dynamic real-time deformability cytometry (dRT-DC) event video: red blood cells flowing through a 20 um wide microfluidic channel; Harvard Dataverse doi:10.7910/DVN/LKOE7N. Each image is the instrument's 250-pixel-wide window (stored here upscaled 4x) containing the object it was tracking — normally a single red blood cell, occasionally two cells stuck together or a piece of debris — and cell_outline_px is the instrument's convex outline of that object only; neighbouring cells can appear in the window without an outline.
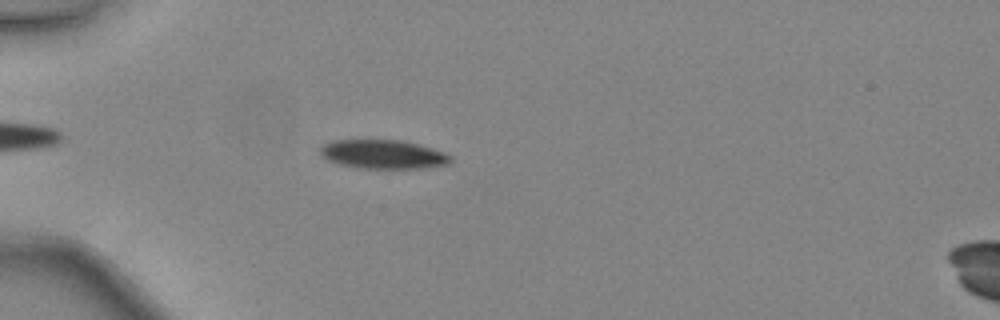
{"species": "common noctule bat (a hibernating species)", "species_latin": "Nyctalus noctula", "temperature_condition": "warm", "stored_images_in_passage": 40, "camera_frame_rate_fps": 3000, "um_per_image_px": 0.085, "animal": {"sex": "female", "body_mass_g": 24.6, "forearm_length_mm": 56.2}, "frame": {"image": 1, "passage_image": 8, "time_ms": 2.333, "image_size_px": [1000, 320], "cell_outline_px": [[452, 164], [424, 168], [356, 168], [340, 164], [328, 160], [320, 156], [320, 148], [324, 144], [332, 140], [404, 140], [420, 144], [444, 152], [452, 156]], "centroid_in_image_um": [32.6, 13.11], "position_along_channel_um": 52.4, "area_um2": 22.25}}
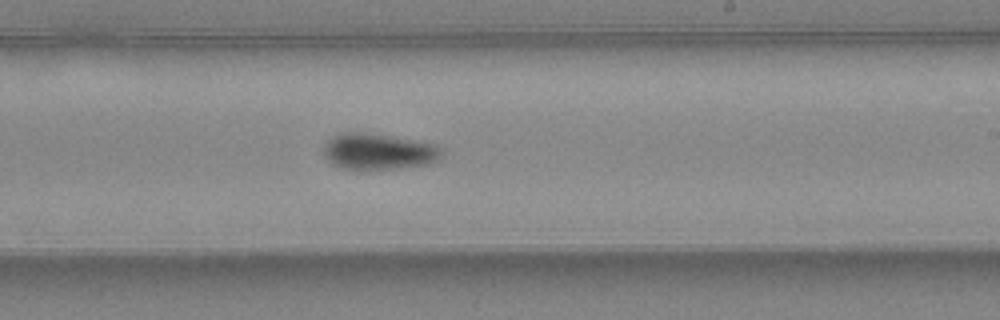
{"frame": {"image": 2, "passage_image": 23, "time_ms": 7.333, "image_size_px": [1000, 320], "cell_outline_px": [[444, 148], [440, 160], [428, 164], [400, 168], [368, 172], [360, 172], [340, 168], [332, 164], [324, 156], [324, 144], [328, 140], [340, 132], [356, 132], [388, 136], [436, 144]], "centroid_in_image_um": [32.16, 12.93], "position_along_channel_um": 256.8, "area_um2": 25.61}}
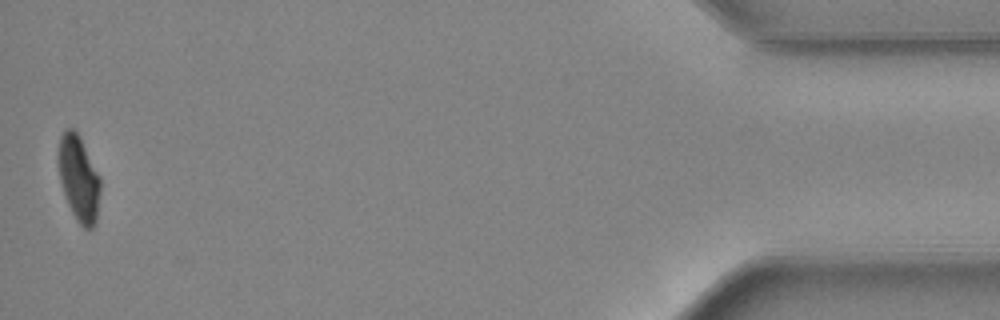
{"frame": {"image": 3, "passage_image": 40, "time_ms": 13.0, "image_size_px": [1000, 320], "cell_outline_px": [[100, 192], [96, 220], [92, 228], [84, 228], [76, 220], [68, 204], [60, 180], [60, 136], [64, 128], [72, 128], [80, 136], [100, 176]], "centroid_in_image_um": [6.72, 15.17], "position_along_channel_um": 428.5, "area_um2": 20.52}, "authors_computed_cell_mechanics": {"area_um2": 23.0622, "velocity_mm_per_s": 4.4714, "shape_relaxation_time_tau1_ms": 3.2762, "shape_relaxation_time_tau2_ms": null, "deformation_change_tau1": 0.1402, "deformation_change_tau2": null}}